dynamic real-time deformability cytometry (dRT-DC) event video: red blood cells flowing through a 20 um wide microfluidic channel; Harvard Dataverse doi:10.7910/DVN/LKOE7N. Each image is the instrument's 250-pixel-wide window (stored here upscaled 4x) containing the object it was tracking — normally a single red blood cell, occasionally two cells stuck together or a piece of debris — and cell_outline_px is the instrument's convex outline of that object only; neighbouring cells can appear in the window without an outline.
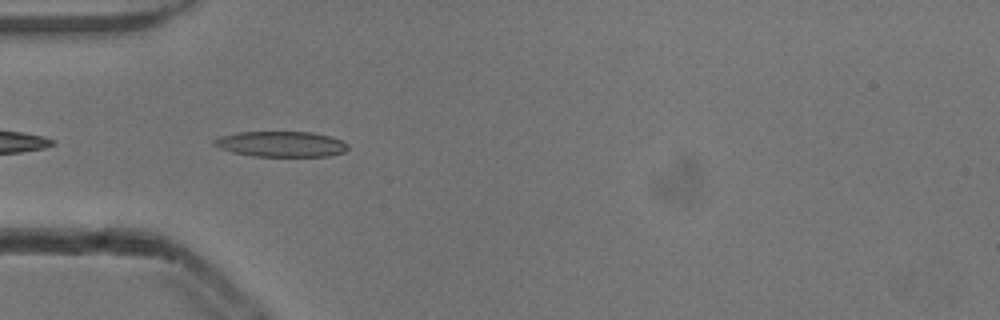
{"species": "common noctule bat (a hibernating species)", "species_latin": "Nyctalus noctula", "temperature_condition": "cold", "stored_images_in_passage": 24, "camera_frame_rate_fps": 3000, "um_per_image_px": 0.085, "animal": {"sex": "male", "body_mass_g": 13.3}, "frame": {"image": 1, "passage_image": 2, "time_ms": 0.333, "image_size_px": [1000, 320], "cell_outline_px": [[348, 148], [344, 152], [328, 156], [252, 156], [232, 152], [220, 148], [212, 144], [212, 140], [220, 136], [240, 132], [312, 132], [328, 136], [340, 140], [348, 144]], "centroid_in_image_um": [23.86, 12.25], "position_along_channel_um": 61.1, "area_um2": 19.83}}
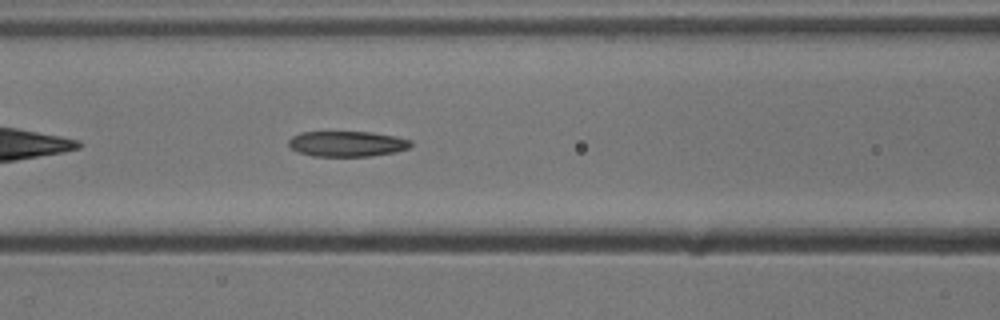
{"frame": {"image": 2, "passage_image": 8, "time_ms": 2.333, "image_size_px": [1000, 320], "cell_outline_px": [[412, 144], [408, 148], [396, 152], [372, 156], [312, 156], [300, 152], [292, 148], [288, 144], [288, 140], [292, 136], [300, 132], [372, 132], [396, 136], [412, 140]], "centroid_in_image_um": [29.53, 12.22], "position_along_channel_um": 137.1, "area_um2": 18.21}}
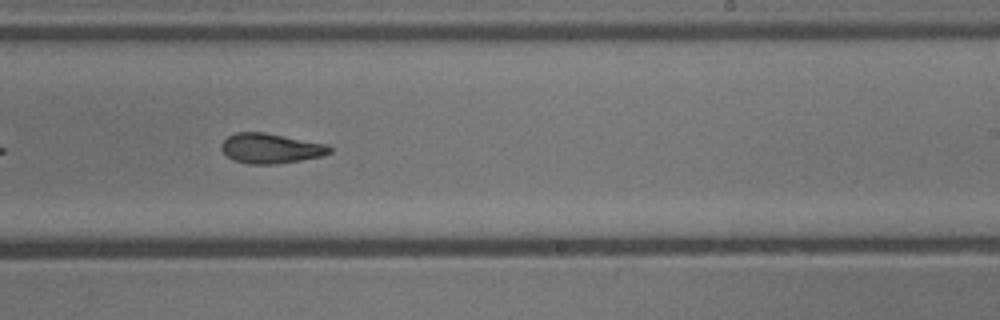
{"frame": {"image": 3, "passage_image": 18, "time_ms": 5.667, "image_size_px": [1000, 320], "cell_outline_px": [[332, 152], [320, 156], [300, 160], [276, 164], [248, 164], [236, 160], [228, 156], [220, 148], [220, 144], [228, 136], [236, 132], [264, 132], [328, 144], [332, 148]], "centroid_in_image_um": [23.01, 12.6], "position_along_channel_um": 266.0, "area_um2": 18.84}}